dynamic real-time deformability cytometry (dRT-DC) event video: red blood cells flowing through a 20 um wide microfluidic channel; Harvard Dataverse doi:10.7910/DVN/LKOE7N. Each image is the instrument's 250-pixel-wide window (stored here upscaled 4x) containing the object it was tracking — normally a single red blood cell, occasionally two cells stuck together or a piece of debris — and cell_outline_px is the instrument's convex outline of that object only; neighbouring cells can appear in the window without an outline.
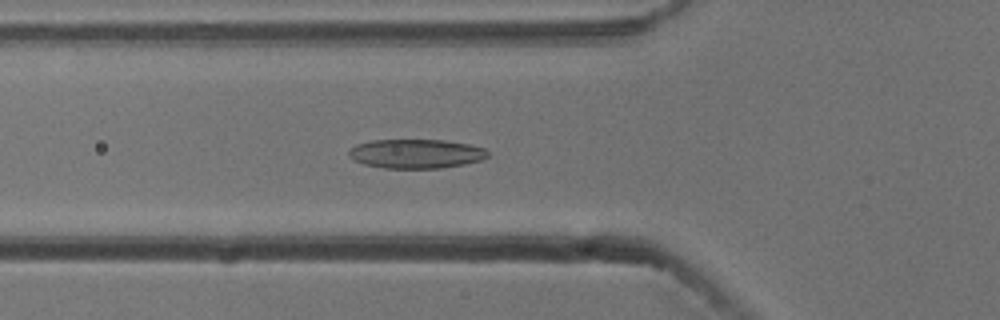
{"species": "common noctule bat (a hibernating species)", "species_latin": "Nyctalus noctula", "temperature_condition": "cold", "stored_images_in_passage": 40, "camera_frame_rate_fps": 3000, "um_per_image_px": 0.085, "animal": {"sex": "male", "body_mass_g": 13.3}, "frame": {"image": 1, "passage_image": 19, "time_ms": 6.0, "image_size_px": [1000, 320], "cell_outline_px": [[488, 156], [480, 160], [464, 164], [440, 168], [384, 168], [364, 164], [352, 160], [348, 156], [348, 152], [356, 144], [372, 140], [444, 140], [468, 144], [484, 148], [488, 152]], "centroid_in_image_um": [35.33, 13.06], "position_along_channel_um": 90.5, "area_um2": 23.58}}
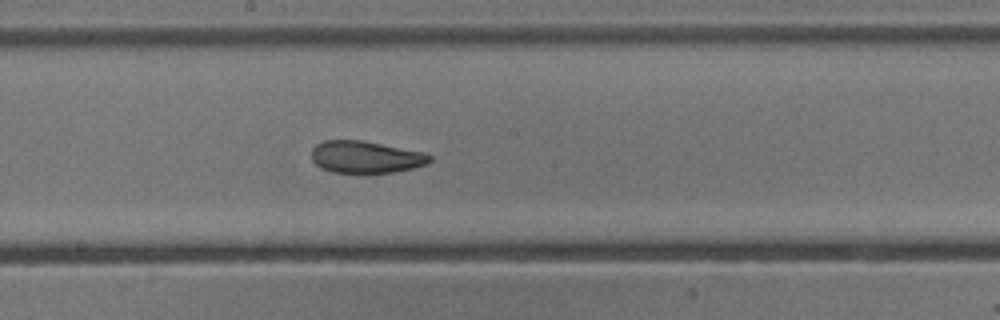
{"frame": {"image": 2, "passage_image": 29, "time_ms": 9.333, "image_size_px": [1000, 320], "cell_outline_px": [[432, 160], [428, 164], [412, 168], [392, 172], [364, 176], [332, 172], [320, 168], [312, 160], [312, 148], [316, 144], [324, 140], [364, 140], [424, 152], [432, 156]], "centroid_in_image_um": [31.08, 13.38], "position_along_channel_um": 217.1, "area_um2": 23.0}}
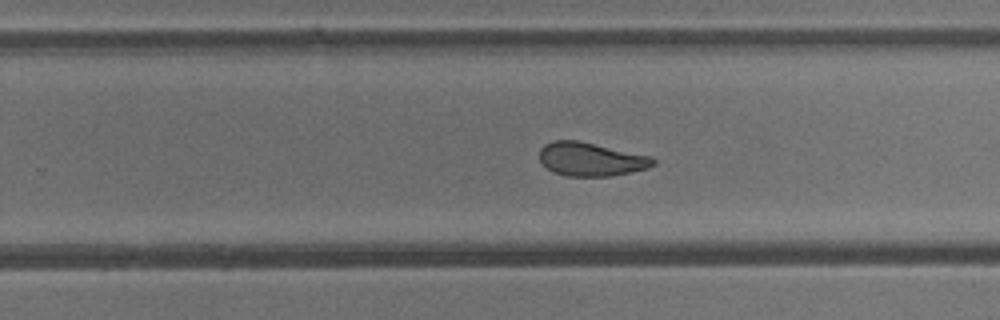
{"frame": {"image": 3, "passage_image": 34, "time_ms": 11.0, "image_size_px": [1000, 320], "cell_outline_px": [[656, 164], [648, 168], [612, 176], [564, 176], [552, 172], [540, 160], [540, 148], [544, 144], [552, 140], [576, 140], [652, 156], [656, 160]], "centroid_in_image_um": [50.23, 13.54], "position_along_channel_um": 279.6, "area_um2": 22.31}}